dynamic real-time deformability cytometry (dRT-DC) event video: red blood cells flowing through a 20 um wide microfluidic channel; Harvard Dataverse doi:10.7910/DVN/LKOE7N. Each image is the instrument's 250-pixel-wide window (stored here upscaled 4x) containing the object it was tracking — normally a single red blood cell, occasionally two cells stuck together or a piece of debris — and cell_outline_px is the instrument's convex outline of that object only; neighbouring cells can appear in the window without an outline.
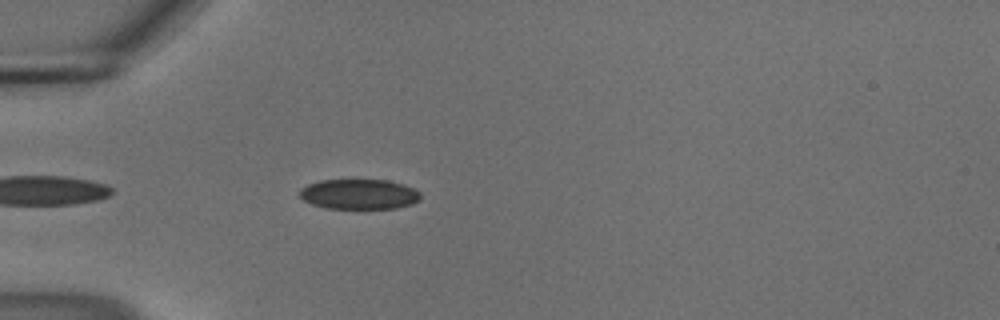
{"species": "common noctule bat (a hibernating species)", "species_latin": "Nyctalus noctula", "temperature_condition": "cold", "stored_images_in_passage": 39, "camera_frame_rate_fps": 3000, "um_per_image_px": 0.085, "animal": {"sex": "male", "body_mass_g": 18.8}, "frame": {"image": 1, "passage_image": 1, "time_ms": 0.0, "image_size_px": [1000, 320], "cell_outline_px": [[420, 200], [412, 204], [396, 208], [324, 208], [312, 204], [304, 200], [300, 196], [300, 188], [308, 184], [320, 180], [388, 180], [404, 184], [420, 192]], "centroid_in_image_um": [30.53, 16.5], "position_along_channel_um": 54.5, "area_um2": 21.21}}
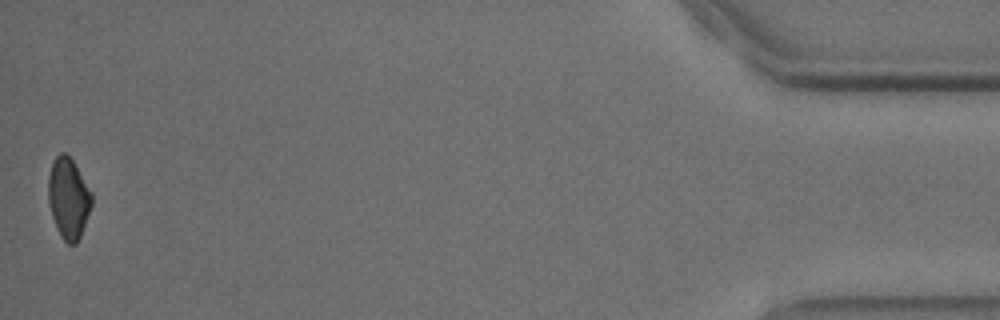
{"frame": {"image": 2, "passage_image": 39, "time_ms": 12.667, "image_size_px": [1000, 320], "cell_outline_px": [[92, 204], [80, 236], [76, 244], [68, 244], [60, 236], [56, 228], [52, 216], [48, 200], [48, 176], [52, 160], [60, 152], [64, 152], [72, 160], [92, 192]], "centroid_in_image_um": [5.8, 16.84], "position_along_channel_um": 429.4, "area_um2": 20.4}, "authors_computed_cell_mechanics": {"area_um2": 22.0796, "velocity_mm_per_s": 3.7085, "shape_relaxation_time_tau1_ms": 10.2595, "shape_relaxation_time_tau2_ms": 3.7328, "deformation_change_tau1": 0.1255, "deformation_change_tau2": 0.0752}}